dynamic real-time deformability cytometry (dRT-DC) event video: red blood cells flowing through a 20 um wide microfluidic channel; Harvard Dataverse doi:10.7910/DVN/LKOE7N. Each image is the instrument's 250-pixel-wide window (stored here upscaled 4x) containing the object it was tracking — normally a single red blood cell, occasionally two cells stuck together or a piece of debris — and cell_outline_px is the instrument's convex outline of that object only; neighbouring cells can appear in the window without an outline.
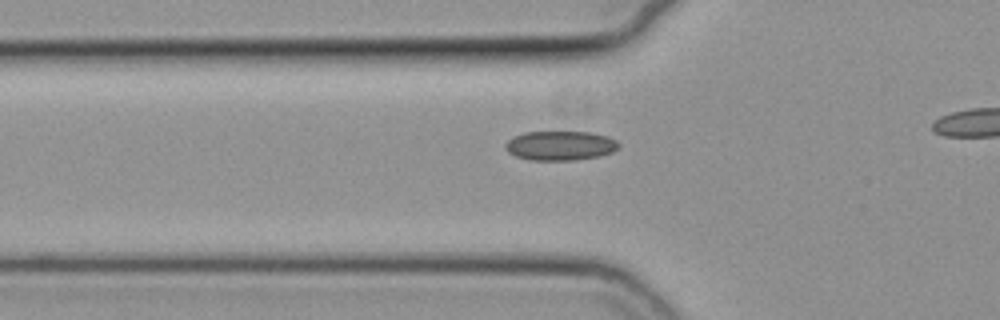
{"species": "common noctule bat (a hibernating species)", "species_latin": "Nyctalus noctula", "temperature_condition": "cold", "stored_images_in_passage": 33, "camera_frame_rate_fps": 3000, "um_per_image_px": 0.085, "animal": {"sex": "female", "body_mass_g": 19.3, "forearm_length_mm": 54.1}, "frame": {"image": 1, "passage_image": 2, "time_ms": 0.333, "image_size_px": [1000, 320], "cell_outline_px": [[620, 148], [612, 152], [600, 156], [576, 160], [528, 160], [516, 156], [508, 152], [504, 148], [504, 144], [512, 136], [524, 132], [592, 132], [608, 136], [616, 140], [620, 144]], "centroid_in_image_um": [47.62, 12.38], "position_along_channel_um": 78.2, "area_um2": 19.71}}
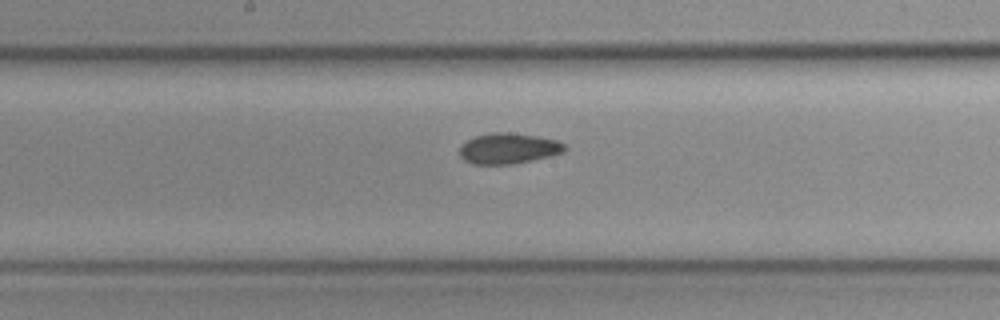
{"frame": {"image": 2, "passage_image": 12, "time_ms": 3.667, "image_size_px": [1000, 320], "cell_outline_px": [[568, 148], [564, 152], [552, 156], [512, 164], [472, 164], [464, 160], [460, 156], [460, 144], [476, 136], [496, 132], [508, 132], [536, 136], [556, 140], [564, 144]], "centroid_in_image_um": [43.23, 12.62], "position_along_channel_um": 205.0, "area_um2": 18.79}}
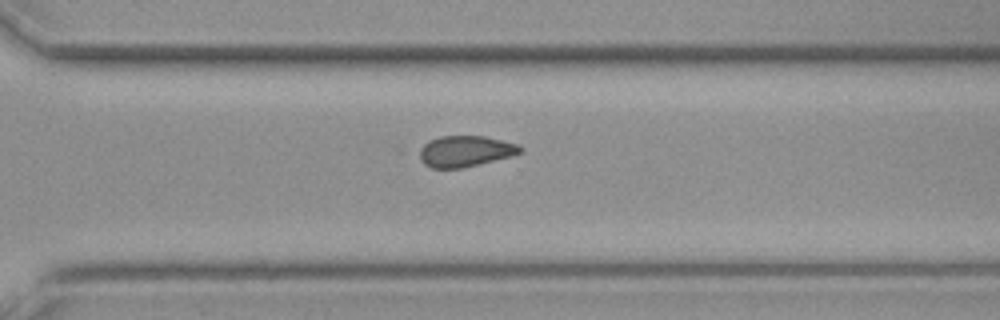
{"frame": {"image": 3, "passage_image": 22, "time_ms": 7.0, "image_size_px": [1000, 320], "cell_outline_px": [[524, 152], [512, 156], [460, 168], [432, 168], [424, 164], [420, 160], [420, 148], [428, 140], [440, 136], [484, 136], [516, 144], [524, 148]], "centroid_in_image_um": [39.55, 12.85], "position_along_channel_um": 331.1, "area_um2": 18.15}, "authors_computed_cell_mechanics": {"area_um2": 18.1492, "velocity_mm_per_s": 3.7861, "shape_relaxation_time_tau1_ms": 11.2992, "shape_relaxation_time_tau2_ms": 3.1057, "deformation_change_tau1": 0.1095, "deformation_change_tau2": 0.0718}}